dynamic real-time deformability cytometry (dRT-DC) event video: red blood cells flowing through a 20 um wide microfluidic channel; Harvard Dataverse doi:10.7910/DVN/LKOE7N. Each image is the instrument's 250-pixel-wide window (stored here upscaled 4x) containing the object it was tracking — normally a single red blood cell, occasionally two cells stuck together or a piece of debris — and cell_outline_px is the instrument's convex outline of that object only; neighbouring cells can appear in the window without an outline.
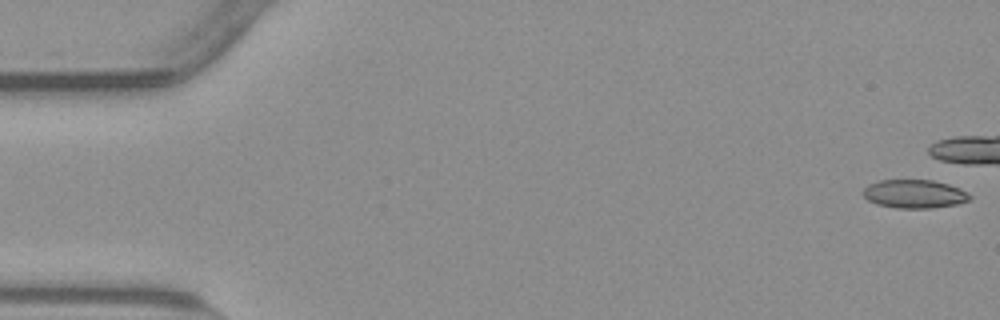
{"species": "common noctule bat (a hibernating species)", "species_latin": "Nyctalus noctula", "temperature_condition": "warm", "stored_images_in_passage": 10, "camera_frame_rate_fps": 3000, "um_per_image_px": 0.085, "animal": {"sex": "male", "body_mass_g": 23.1, "forearm_length_mm": 52.7}, "frame": {"image": 1, "passage_image": 1, "time_ms": 0.0, "image_size_px": [1000, 320], "cell_outline_px": [[972, 196], [968, 200], [956, 204], [932, 208], [896, 208], [876, 204], [868, 200], [860, 192], [868, 184], [880, 180], [932, 180], [948, 184], [960, 188], [968, 192]], "centroid_in_image_um": [77.7, 16.48], "position_along_channel_um": 7.3, "area_um2": 17.8}}